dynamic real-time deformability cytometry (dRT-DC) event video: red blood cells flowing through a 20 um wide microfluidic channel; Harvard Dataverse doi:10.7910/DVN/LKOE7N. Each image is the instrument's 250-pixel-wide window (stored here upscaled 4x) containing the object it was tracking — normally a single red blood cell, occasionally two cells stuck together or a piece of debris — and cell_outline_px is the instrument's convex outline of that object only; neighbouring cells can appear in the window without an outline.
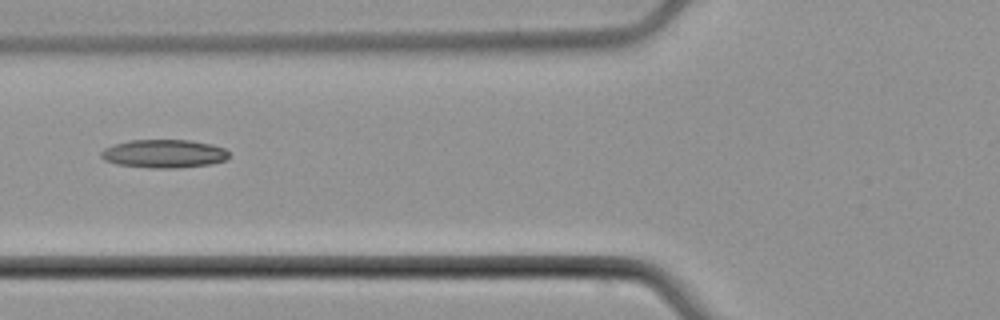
{"species": "common noctule bat (a hibernating species)", "species_latin": "Nyctalus noctula", "temperature_condition": "cold", "stored_images_in_passage": 2, "camera_frame_rate_fps": 3000, "um_per_image_px": 0.085, "animal": {"sex": "male", "body_mass_g": 21.5, "forearm_length_mm": 52.0}, "frame": {"image": 1, "passage_image": 2, "time_ms": 1.0, "image_size_px": [1000, 320], "cell_outline_px": [[228, 160], [212, 164], [176, 168], [148, 168], [116, 164], [104, 160], [100, 156], [100, 152], [104, 148], [128, 140], [192, 140], [212, 144], [224, 148], [228, 152]], "centroid_in_image_um": [13.94, 13.07], "position_along_channel_um": 111.9, "area_um2": 21.33}}